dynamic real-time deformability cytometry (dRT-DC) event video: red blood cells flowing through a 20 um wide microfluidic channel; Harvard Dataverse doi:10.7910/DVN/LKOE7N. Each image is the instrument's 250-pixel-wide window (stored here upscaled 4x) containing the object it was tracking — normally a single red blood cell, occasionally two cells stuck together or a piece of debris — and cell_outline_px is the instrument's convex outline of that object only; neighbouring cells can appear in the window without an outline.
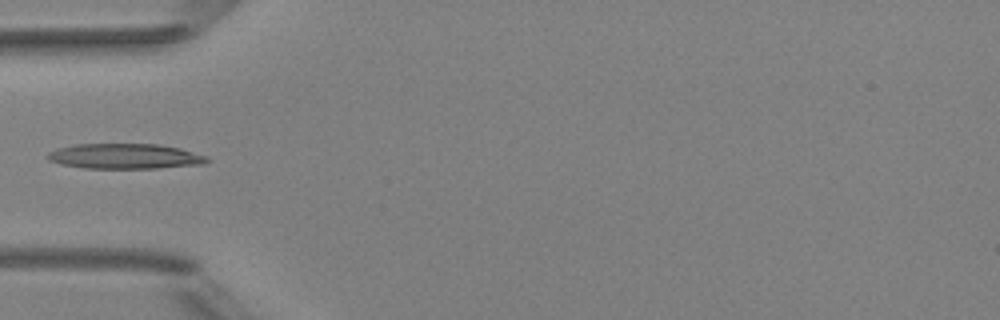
{"species": "Egyptian fruit bat (a non-hibernating species)", "species_latin": "Rousettus aegyptiacus", "temperature_condition": "room temperature", "stored_images_in_passage": 4, "camera_frame_rate_fps": 3000, "um_per_image_px": 0.085, "animal": {"sex": "female"}, "frame": {"image": 1, "passage_image": 4, "time_ms": 3.333, "image_size_px": [1000, 320], "cell_outline_px": [[208, 160], [204, 164], [156, 168], [84, 168], [64, 164], [48, 160], [44, 156], [48, 152], [56, 148], [76, 144], [156, 144], [180, 148], [204, 156]], "centroid_in_image_um": [10.55, 13.28], "position_along_channel_um": 74.5, "area_um2": 23.24}}